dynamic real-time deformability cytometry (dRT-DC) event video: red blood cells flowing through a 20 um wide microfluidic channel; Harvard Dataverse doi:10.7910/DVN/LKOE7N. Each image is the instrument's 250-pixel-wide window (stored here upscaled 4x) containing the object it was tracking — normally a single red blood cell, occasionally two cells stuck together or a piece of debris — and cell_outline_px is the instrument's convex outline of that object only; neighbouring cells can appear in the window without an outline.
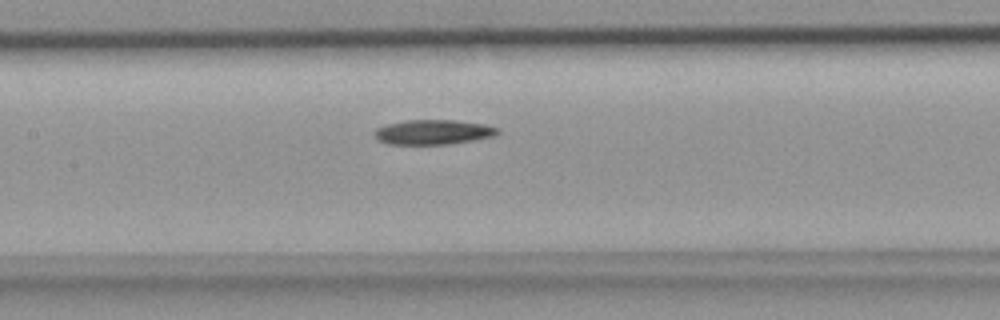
{"species": "common noctule bat (a hibernating species)", "species_latin": "Nyctalus noctula", "temperature_condition": "room temperature", "stored_images_in_passage": 29, "camera_frame_rate_fps": 3000, "um_per_image_px": 0.085, "animal": {"sex": "female", "body_mass_g": 18.4}, "frame": {"image": 1, "passage_image": 9, "time_ms": 2.667, "image_size_px": [1000, 320], "cell_outline_px": [[500, 132], [492, 136], [472, 140], [448, 144], [388, 144], [380, 140], [376, 136], [376, 128], [388, 124], [408, 120], [456, 120], [484, 124], [500, 128]], "centroid_in_image_um": [36.86, 11.22], "position_along_channel_um": 170.5, "area_um2": 17.51}}
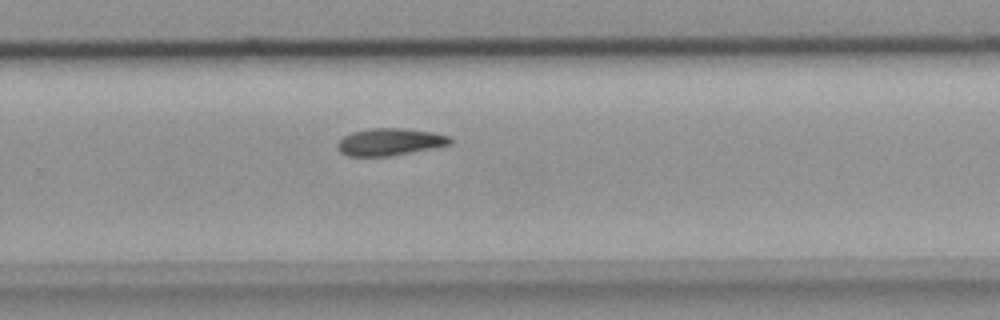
{"frame": {"image": 2, "passage_image": 17, "time_ms": 5.333, "image_size_px": [1000, 320], "cell_outline_px": [[452, 144], [432, 148], [388, 156], [348, 156], [340, 152], [336, 148], [336, 144], [344, 136], [352, 132], [372, 128], [404, 128], [432, 132], [448, 136], [452, 140]], "centroid_in_image_um": [33.1, 12.06], "position_along_channel_um": 296.7, "area_um2": 17.74}}
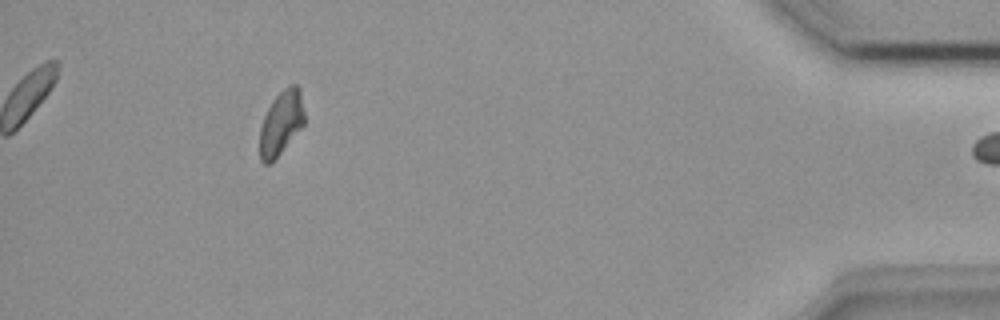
{"frame": {"image": 3, "passage_image": 28, "time_ms": 9.0, "image_size_px": [1000, 320], "cell_outline_px": [[304, 124], [272, 164], [264, 164], [260, 160], [260, 128], [264, 116], [272, 100], [288, 84], [296, 84], [300, 88], [304, 112]], "centroid_in_image_um": [23.89, 10.46], "position_along_channel_um": 411.3, "area_um2": 16.82}}